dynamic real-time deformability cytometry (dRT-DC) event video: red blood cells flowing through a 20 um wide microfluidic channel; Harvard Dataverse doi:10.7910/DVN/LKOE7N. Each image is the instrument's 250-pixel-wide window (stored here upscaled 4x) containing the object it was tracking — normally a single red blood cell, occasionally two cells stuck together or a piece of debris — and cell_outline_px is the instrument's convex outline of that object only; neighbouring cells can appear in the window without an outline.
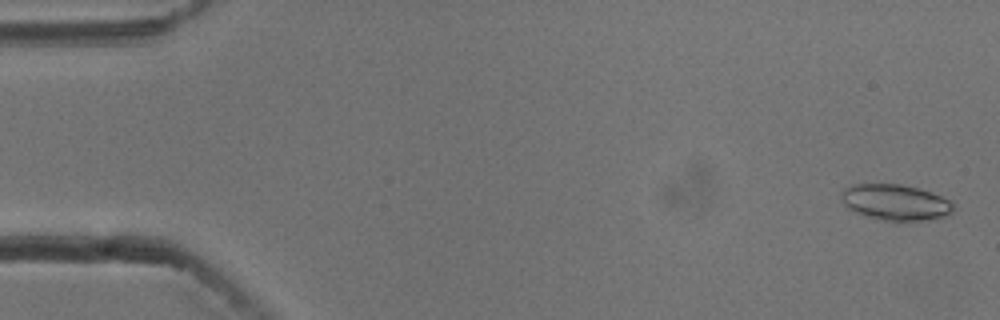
{"species": "common noctule bat (a hibernating species)", "species_latin": "Nyctalus noctula", "temperature_condition": "cold", "stored_images_in_passage": 54, "camera_frame_rate_fps": 3000, "um_per_image_px": 0.085, "animal": {"sex": "male", "body_mass_g": 13.3}, "frame": {"image": 1, "passage_image": 2, "time_ms": 0.333, "image_size_px": [1000, 320], "cell_outline_px": [[952, 212], [944, 216], [924, 220], [884, 220], [864, 216], [848, 208], [844, 204], [840, 192], [844, 188], [852, 184], [900, 184], [932, 192], [952, 200]], "centroid_in_image_um": [76.09, 17.18], "position_along_channel_um": 8.9, "area_um2": 23.29}}
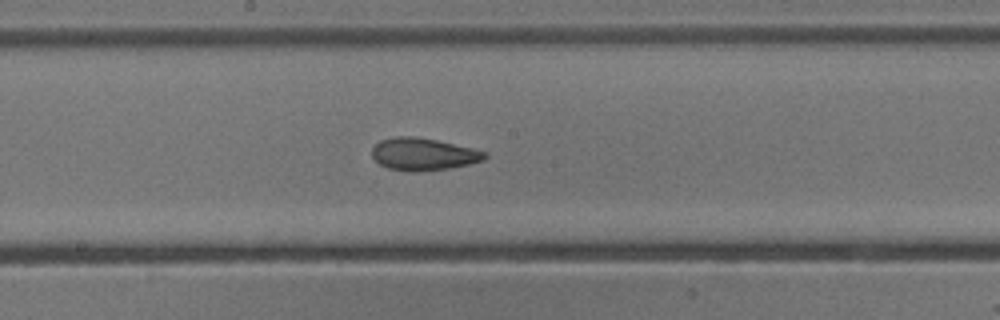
{"frame": {"image": 2, "passage_image": 29, "time_ms": 9.333, "image_size_px": [1000, 320], "cell_outline_px": [[488, 156], [484, 160], [468, 164], [448, 168], [416, 172], [412, 172], [388, 168], [380, 164], [372, 156], [372, 148], [380, 140], [396, 136], [416, 136], [436, 140], [472, 148], [488, 152]], "centroid_in_image_um": [35.98, 13.1], "position_along_channel_um": 212.2, "area_um2": 21.21}}
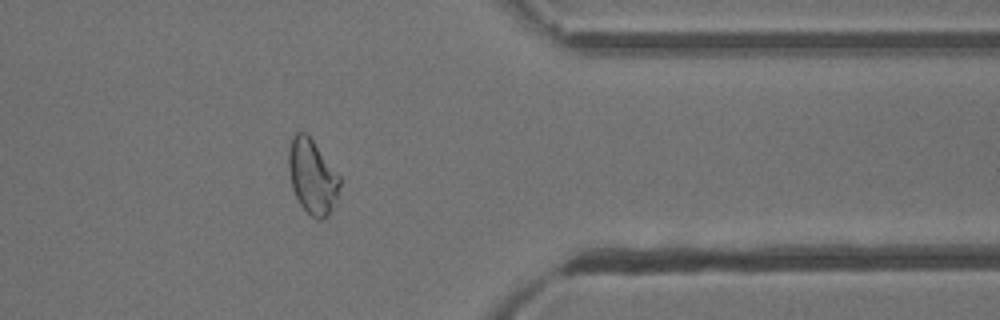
{"frame": {"image": 3, "passage_image": 44, "time_ms": 14.333, "image_size_px": [1000, 320], "cell_outline_px": [[340, 184], [336, 196], [328, 216], [324, 220], [316, 220], [300, 204], [292, 188], [288, 168], [288, 148], [292, 136], [296, 132], [304, 132], [312, 140], [340, 176]], "centroid_in_image_um": [26.52, 15.01], "position_along_channel_um": 384.9, "area_um2": 21.96}, "authors_computed_cell_mechanics": {"area_um2": 22.0507, "velocity_mm_per_s": 3.7617, "shape_relaxation_time_tau1_ms": 8.6492, "shape_relaxation_time_tau2_ms": 2.1968, "deformation_change_tau1": 0.1817, "deformation_change_tau2": 0.0842}}